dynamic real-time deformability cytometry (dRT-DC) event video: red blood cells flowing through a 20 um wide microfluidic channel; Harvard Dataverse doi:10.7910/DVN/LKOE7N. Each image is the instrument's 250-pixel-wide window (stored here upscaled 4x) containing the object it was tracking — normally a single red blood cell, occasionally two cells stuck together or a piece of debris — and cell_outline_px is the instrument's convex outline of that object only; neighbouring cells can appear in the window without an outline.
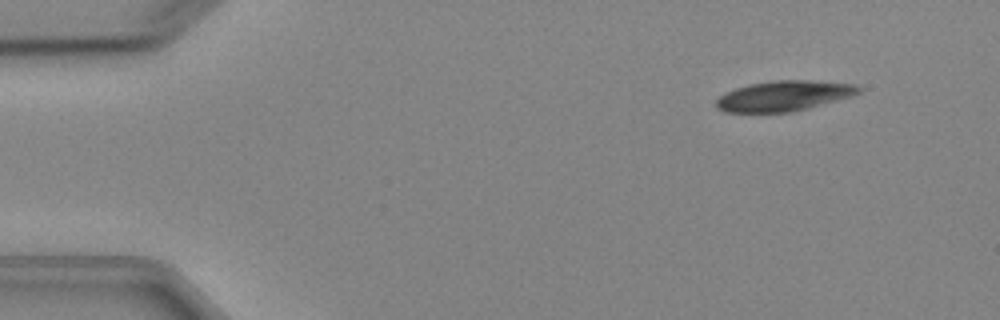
{"species": "Egyptian fruit bat (a non-hibernating species)", "species_latin": "Rousettus aegyptiacus", "temperature_condition": "cold", "stored_images_in_passage": 7, "camera_frame_rate_fps": 3000, "um_per_image_px": 0.085, "animal": {"sex": "female"}, "frame": {"image": 1, "passage_image": 2, "time_ms": 1.0, "image_size_px": [1000, 320], "cell_outline_px": [[860, 92], [852, 96], [808, 108], [792, 112], [724, 112], [716, 108], [716, 100], [724, 92], [748, 84], [772, 80], [812, 80], [856, 84], [860, 88]], "centroid_in_image_um": [66.61, 8.14], "position_along_channel_um": 18.4, "area_um2": 25.26}}
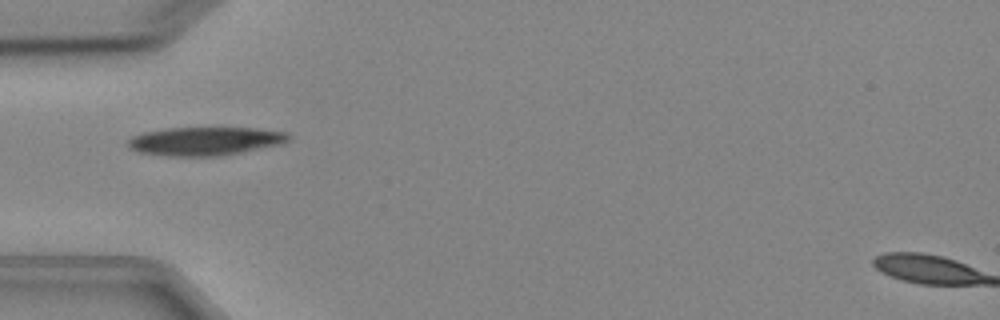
{"frame": {"image": 2, "passage_image": 5, "time_ms": 4.667, "image_size_px": [1000, 320], "cell_outline_px": [[292, 140], [284, 144], [220, 156], [168, 156], [136, 152], [128, 148], [128, 140], [132, 136], [144, 132], [168, 128], [256, 128], [288, 132], [292, 136]], "centroid_in_image_um": [17.48, 12.0], "position_along_channel_um": 67.5, "area_um2": 26.99}}
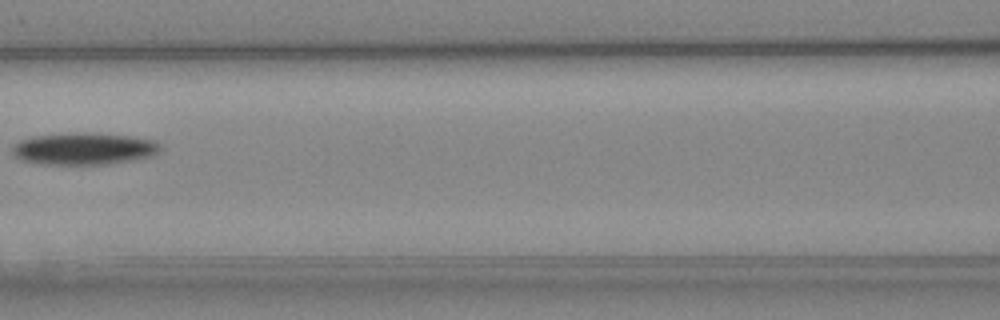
{"frame": {"image": 3, "passage_image": 7, "time_ms": 7.0, "image_size_px": [1000, 320], "cell_outline_px": [[160, 152], [156, 156], [136, 160], [112, 164], [40, 164], [20, 160], [12, 156], [12, 144], [20, 140], [32, 136], [76, 132], [92, 132], [132, 136], [156, 140], [160, 144]], "centroid_in_image_um": [7.16, 12.64], "position_along_channel_um": 159.4, "area_um2": 28.44}}